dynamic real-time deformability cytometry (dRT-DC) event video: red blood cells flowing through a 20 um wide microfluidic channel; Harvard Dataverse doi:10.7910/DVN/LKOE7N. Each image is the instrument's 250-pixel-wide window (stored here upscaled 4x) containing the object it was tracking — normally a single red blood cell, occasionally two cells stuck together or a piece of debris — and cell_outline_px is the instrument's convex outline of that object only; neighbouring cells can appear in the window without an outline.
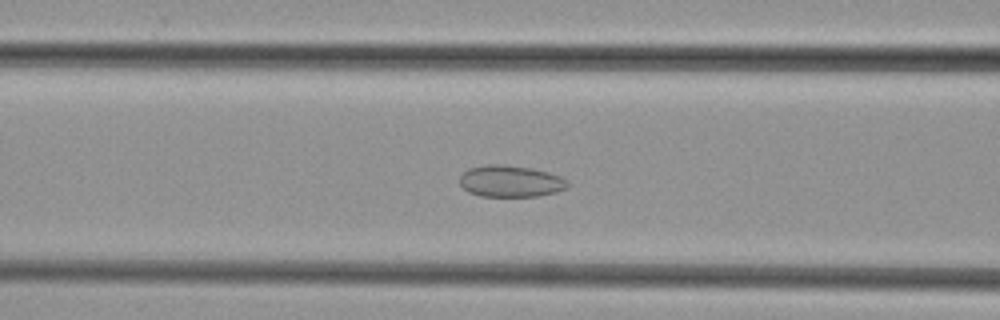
{"species": "common noctule bat (a hibernating species)", "species_latin": "Nyctalus noctula", "temperature_condition": "cold", "stored_images_in_passage": 48, "camera_frame_rate_fps": 3000, "um_per_image_px": 0.085, "animal": {"sex": "female", "body_mass_g": 29.2, "forearm_length_mm": 56.3}, "frame": {"image": 1, "passage_image": 19, "time_ms": 6.0, "image_size_px": [1000, 320], "cell_outline_px": [[568, 188], [556, 192], [536, 196], [480, 196], [468, 192], [460, 184], [460, 176], [468, 168], [488, 164], [508, 164], [532, 168], [548, 172], [560, 176], [568, 180]], "centroid_in_image_um": [43.4, 15.39], "position_along_channel_um": 123.2, "area_um2": 20.06}}
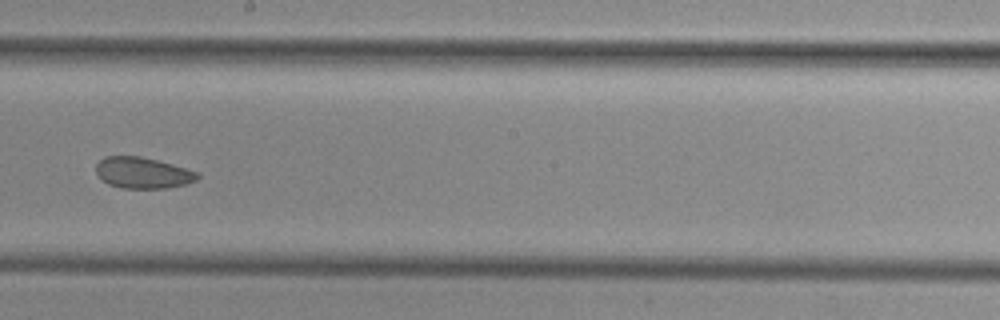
{"frame": {"image": 2, "passage_image": 27, "time_ms": 8.667, "image_size_px": [1000, 320], "cell_outline_px": [[200, 176], [196, 180], [184, 184], [168, 188], [120, 188], [108, 184], [96, 172], [96, 164], [104, 156], [140, 156], [172, 164], [200, 172]], "centroid_in_image_um": [12.15, 14.69], "position_along_channel_um": 236.1, "area_um2": 18.38}}
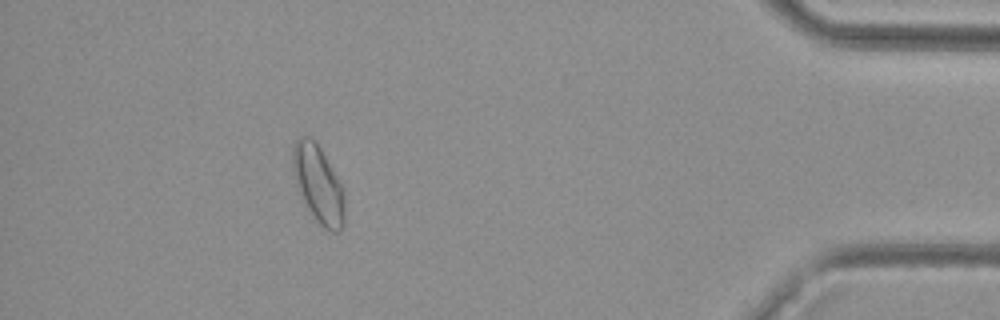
{"frame": {"image": 3, "passage_image": 43, "time_ms": 14.0, "image_size_px": [1000, 320], "cell_outline_px": [[344, 224], [336, 232], [332, 232], [324, 228], [316, 220], [304, 204], [296, 188], [292, 168], [292, 144], [300, 136], [312, 136], [320, 148], [336, 176], [344, 192]], "centroid_in_image_um": [27.01, 15.63], "position_along_channel_um": 408.2, "area_um2": 23.52}}